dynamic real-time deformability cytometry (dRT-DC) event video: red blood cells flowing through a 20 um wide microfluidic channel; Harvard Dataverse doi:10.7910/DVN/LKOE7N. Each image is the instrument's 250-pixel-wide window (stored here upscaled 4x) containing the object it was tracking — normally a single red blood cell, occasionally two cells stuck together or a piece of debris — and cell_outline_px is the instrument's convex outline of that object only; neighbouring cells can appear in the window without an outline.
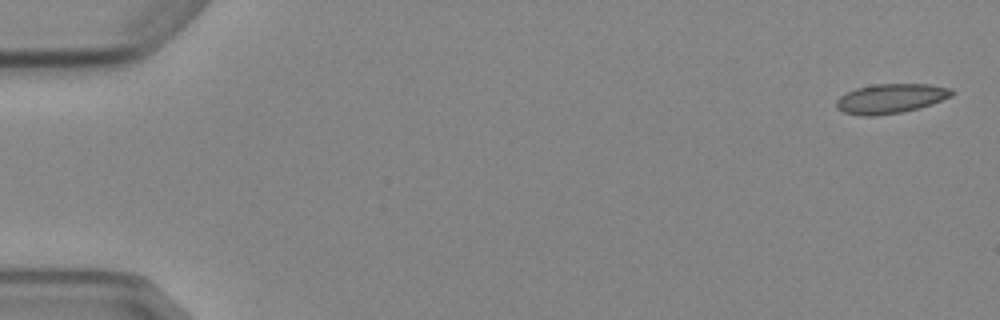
{"species": "Egyptian fruit bat (a non-hibernating species)", "species_latin": "Rousettus aegyptiacus", "temperature_condition": "cold", "stored_images_in_passage": 6, "camera_frame_rate_fps": 3000, "um_per_image_px": 0.085, "animal": {"sex": "female"}, "frame": {"image": 1, "passage_image": 1, "time_ms": 0.0, "image_size_px": [1000, 320], "cell_outline_px": [[956, 92], [952, 96], [932, 104], [900, 112], [872, 116], [860, 116], [844, 112], [836, 108], [836, 100], [840, 96], [856, 88], [876, 84], [928, 84], [952, 88]], "centroid_in_image_um": [75.72, 8.37], "position_along_channel_um": 9.3, "area_um2": 19.83}}